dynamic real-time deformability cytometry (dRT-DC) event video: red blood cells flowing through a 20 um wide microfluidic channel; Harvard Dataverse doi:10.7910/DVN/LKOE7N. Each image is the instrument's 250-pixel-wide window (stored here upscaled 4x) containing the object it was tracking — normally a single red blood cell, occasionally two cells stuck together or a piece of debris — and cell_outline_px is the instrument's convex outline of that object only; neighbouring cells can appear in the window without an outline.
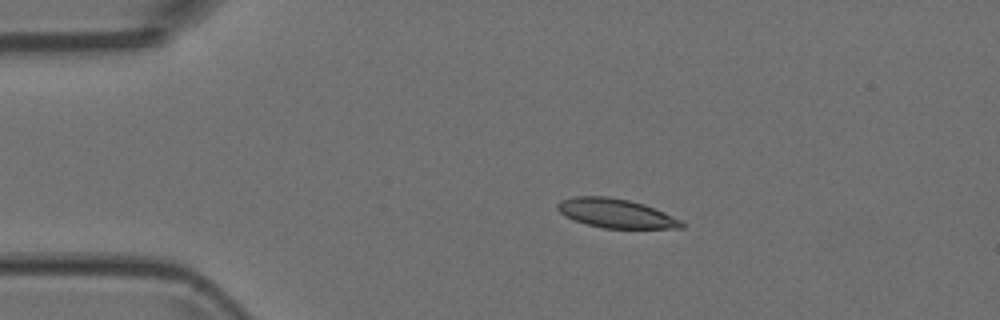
{"species": "Egyptian fruit bat (a non-hibernating species)", "species_latin": "Rousettus aegyptiacus", "temperature_condition": "room temperature", "stored_images_in_passage": 4, "camera_frame_rate_fps": 3000, "um_per_image_px": 0.085, "animal": {"sex": "female"}, "frame": {"image": 1, "passage_image": 3, "time_ms": 0.667, "image_size_px": [1000, 320], "cell_outline_px": [[684, 228], [604, 228], [588, 224], [564, 216], [556, 208], [556, 204], [560, 200], [576, 196], [608, 196], [628, 200], [644, 204], [684, 220]], "centroid_in_image_um": [52.37, 18.12], "position_along_channel_um": 32.6, "area_um2": 21.04}}